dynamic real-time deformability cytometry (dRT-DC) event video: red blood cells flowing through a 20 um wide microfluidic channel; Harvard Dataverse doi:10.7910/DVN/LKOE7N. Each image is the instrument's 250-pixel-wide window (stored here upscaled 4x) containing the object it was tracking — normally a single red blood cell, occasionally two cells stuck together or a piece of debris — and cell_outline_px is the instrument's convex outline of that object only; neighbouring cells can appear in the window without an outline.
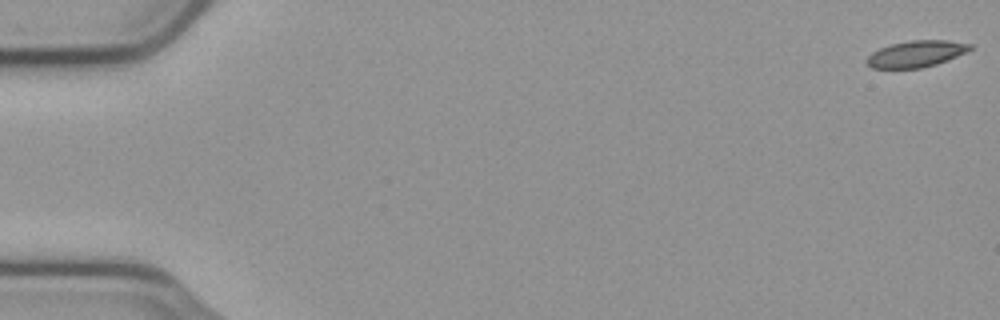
{"species": "common noctule bat (a hibernating species)", "species_latin": "Nyctalus noctula", "temperature_condition": "cold", "stored_images_in_passage": 13, "camera_frame_rate_fps": 3000, "um_per_image_px": 0.085, "animal": {"sex": "male", "body_mass_g": 23.1, "forearm_length_mm": 52.7}, "frame": {"image": 1, "passage_image": 1, "time_ms": 0.0, "image_size_px": [1000, 320], "cell_outline_px": [[972, 48], [956, 56], [936, 64], [920, 68], [872, 68], [864, 60], [872, 52], [880, 48], [892, 44], [908, 40], [948, 40], [972, 44]], "centroid_in_image_um": [77.84, 4.57], "position_along_channel_um": 7.2, "area_um2": 15.78}}